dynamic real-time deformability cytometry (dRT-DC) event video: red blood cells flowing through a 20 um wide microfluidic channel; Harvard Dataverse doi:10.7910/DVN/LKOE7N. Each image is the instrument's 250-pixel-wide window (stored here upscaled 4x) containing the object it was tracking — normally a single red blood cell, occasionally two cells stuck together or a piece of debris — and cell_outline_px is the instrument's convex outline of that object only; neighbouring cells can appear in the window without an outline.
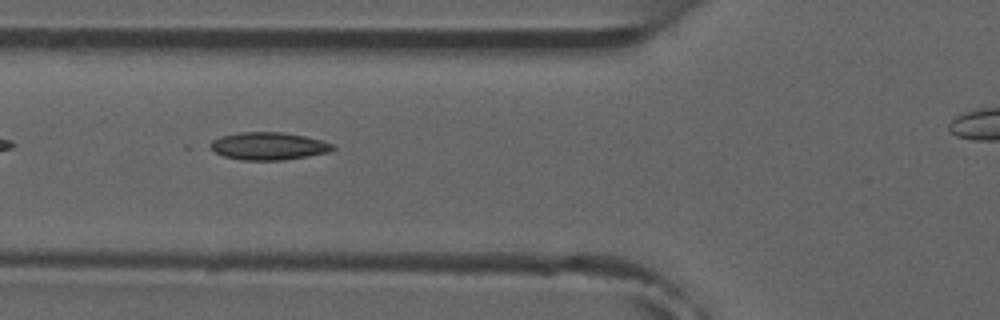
{"species": "common noctule bat (a hibernating species)", "species_latin": "Nyctalus noctula", "temperature_condition": "room temperature", "stored_images_in_passage": 3, "segment_of_instrument_passage": [1, 2], "camera_frame_rate_fps": 3000, "um_per_image_px": 0.085, "animal": {"sex": "male", "forearm_length_mm": 52.5}, "frame": {"image": 1, "passage_image": 2, "time_ms": 1.333, "image_size_px": [1000, 320], "cell_outline_px": [[336, 148], [328, 152], [308, 156], [284, 160], [240, 160], [224, 156], [216, 152], [204, 144], [220, 136], [240, 132], [284, 132], [324, 140], [332, 144]], "centroid_in_image_um": [22.79, 12.41], "position_along_channel_um": 103.0, "area_um2": 19.94}}